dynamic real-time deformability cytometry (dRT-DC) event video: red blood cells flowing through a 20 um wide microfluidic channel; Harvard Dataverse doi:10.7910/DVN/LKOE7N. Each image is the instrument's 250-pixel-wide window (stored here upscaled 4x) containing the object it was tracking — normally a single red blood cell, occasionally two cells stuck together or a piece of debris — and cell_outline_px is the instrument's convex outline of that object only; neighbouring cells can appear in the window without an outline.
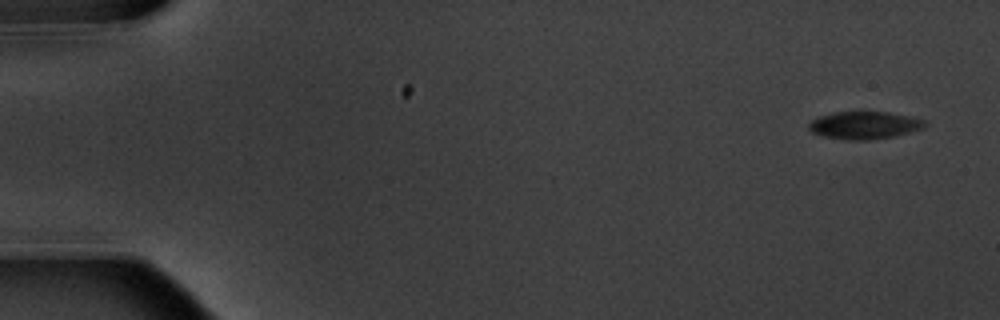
{"species": "common noctule bat (a hibernating species)", "species_latin": "Nyctalus noctula", "temperature_condition": "warm", "stored_images_in_passage": 13, "camera_frame_rate_fps": 3000, "um_per_image_px": 0.085, "animal": {"sex": "male", "body_mass_g": 20.1, "forearm_length_mm": 53.5}, "frame": {"image": 1, "passage_image": 1, "time_ms": 0.0, "image_size_px": [1000, 320], "cell_outline_px": [[928, 124], [924, 128], [896, 136], [868, 140], [852, 140], [824, 136], [812, 132], [808, 128], [808, 124], [812, 120], [820, 116], [836, 112], [888, 112], [912, 116], [924, 120]], "centroid_in_image_um": [73.52, 10.64], "position_along_channel_um": 11.5, "area_um2": 18.61}}
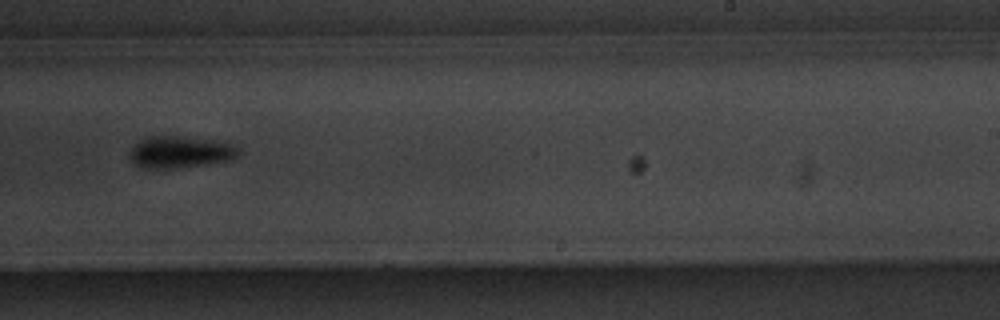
{"frame": {"image": 2, "passage_image": 10, "time_ms": 11.333, "image_size_px": [1000, 320], "cell_outline_px": [[240, 152], [236, 156], [228, 160], [172, 168], [148, 168], [136, 164], [128, 156], [128, 152], [140, 140], [152, 136], [180, 136], [232, 144]], "centroid_in_image_um": [15.25, 12.92], "position_along_channel_um": 273.8, "area_um2": 19.42}}
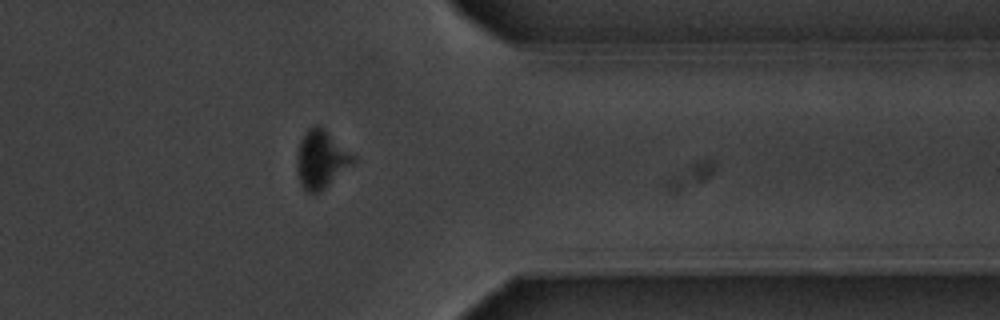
{"frame": {"image": 3, "passage_image": 13, "time_ms": 14.667, "image_size_px": [1000, 320], "cell_outline_px": [[356, 160], [352, 164], [320, 192], [308, 192], [300, 184], [296, 168], [296, 152], [300, 140], [304, 132], [308, 128], [316, 124], [320, 124], [356, 156]], "centroid_in_image_um": [27.27, 13.5], "position_along_channel_um": 384.1, "area_um2": 19.25}, "authors_computed_cell_mechanics": {"area_um2": 19.4208, "velocity_mm_per_s": 3.5557, "shape_relaxation_time_tau1_ms": 1.0015, "shape_relaxation_time_tau2_ms": null, "deformation_change_tau1": 0.0922, "deformation_change_tau2": null}}